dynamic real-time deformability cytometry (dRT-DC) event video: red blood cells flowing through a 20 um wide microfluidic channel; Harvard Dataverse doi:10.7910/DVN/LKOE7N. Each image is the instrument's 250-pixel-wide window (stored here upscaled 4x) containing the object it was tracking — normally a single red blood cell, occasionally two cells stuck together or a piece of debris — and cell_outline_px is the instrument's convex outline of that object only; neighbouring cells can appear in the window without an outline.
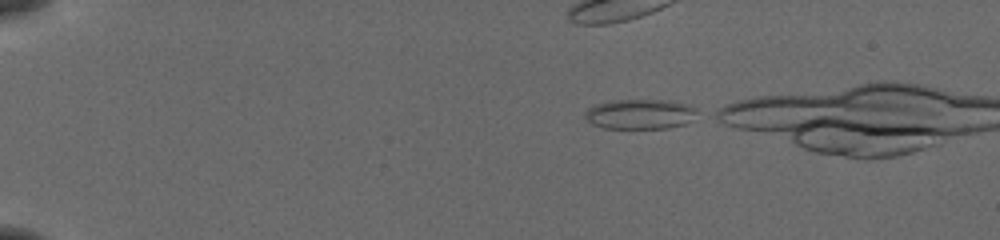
{"species": "common noctule bat (a hibernating species)", "species_latin": "Nyctalus noctula", "temperature_condition": "cold", "stored_images_in_passage": 38, "camera_frame_rate_fps": 3000, "um_per_image_px": 0.085, "animal": {"sex": "female", "body_mass_g": 19.5, "forearm_length_mm": 54.1}, "frame": {"image": 1, "passage_image": 1, "time_ms": 0.0, "image_size_px": [1000, 240], "cell_outline_px": [[700, 116], [684, 124], [668, 128], [604, 128], [592, 124], [584, 116], [584, 112], [588, 108], [596, 104], [612, 100], [672, 100], [688, 104], [700, 112]], "centroid_in_image_um": [54.46, 9.69], "position_along_channel_um": 30.5, "area_um2": 19.88}}